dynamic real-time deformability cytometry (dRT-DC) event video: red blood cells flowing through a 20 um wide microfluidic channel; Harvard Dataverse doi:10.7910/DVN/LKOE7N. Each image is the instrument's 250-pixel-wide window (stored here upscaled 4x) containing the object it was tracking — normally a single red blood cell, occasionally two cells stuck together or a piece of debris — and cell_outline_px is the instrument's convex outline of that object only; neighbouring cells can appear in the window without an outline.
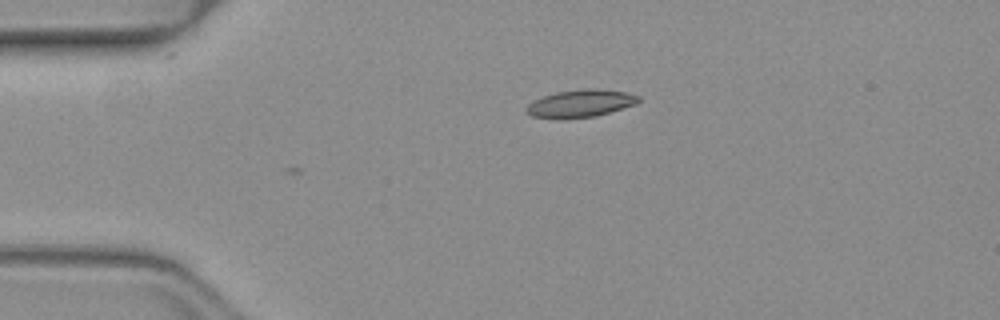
{"species": "common noctule bat (a hibernating species)", "species_latin": "Nyctalus noctula", "temperature_condition": "warm", "stored_images_in_passage": 5, "camera_frame_rate_fps": 3000, "um_per_image_px": 0.085, "animal": {"sex": "female", "body_mass_g": 19.3, "forearm_length_mm": 54.1}, "frame": {"image": 1, "passage_image": 1, "time_ms": 0.0, "image_size_px": [1000, 320], "cell_outline_px": [[640, 100], [636, 104], [596, 116], [532, 116], [524, 112], [524, 108], [528, 104], [544, 96], [556, 92], [584, 88], [596, 88], [628, 92], [640, 96]], "centroid_in_image_um": [49.41, 8.74], "position_along_channel_um": 35.6, "area_um2": 17.4}}